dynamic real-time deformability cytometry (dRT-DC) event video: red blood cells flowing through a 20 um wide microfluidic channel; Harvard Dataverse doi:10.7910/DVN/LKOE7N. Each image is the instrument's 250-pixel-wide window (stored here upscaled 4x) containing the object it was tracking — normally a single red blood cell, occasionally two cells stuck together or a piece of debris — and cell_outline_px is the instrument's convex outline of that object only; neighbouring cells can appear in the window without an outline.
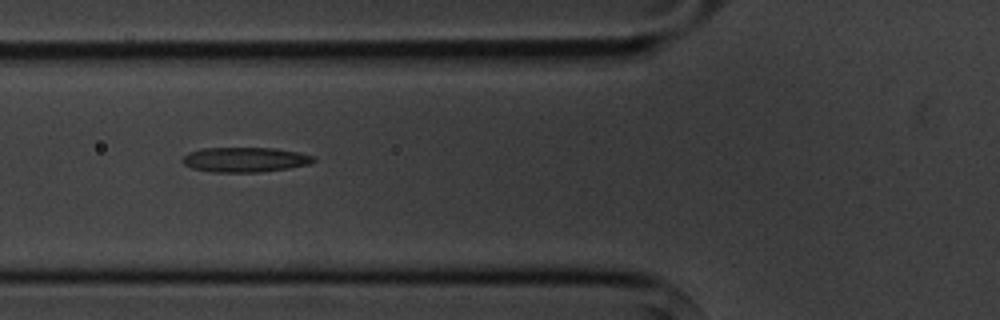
{"species": "common noctule bat (a hibernating species)", "species_latin": "Nyctalus noctula", "temperature_condition": "cold", "stored_images_in_passage": 7, "camera_frame_rate_fps": 3000, "um_per_image_px": 0.085, "animal": {"sex": "male", "body_mass_g": 20.1, "forearm_length_mm": 53.5}, "frame": {"image": 1, "passage_image": 4, "time_ms": 3.333, "image_size_px": [1000, 320], "cell_outline_px": [[316, 160], [308, 164], [288, 168], [260, 172], [212, 172], [192, 168], [184, 164], [180, 160], [188, 152], [204, 148], [272, 148], [300, 152], [316, 156]], "centroid_in_image_um": [20.83, 13.57], "position_along_channel_um": 105.0, "area_um2": 19.02}}
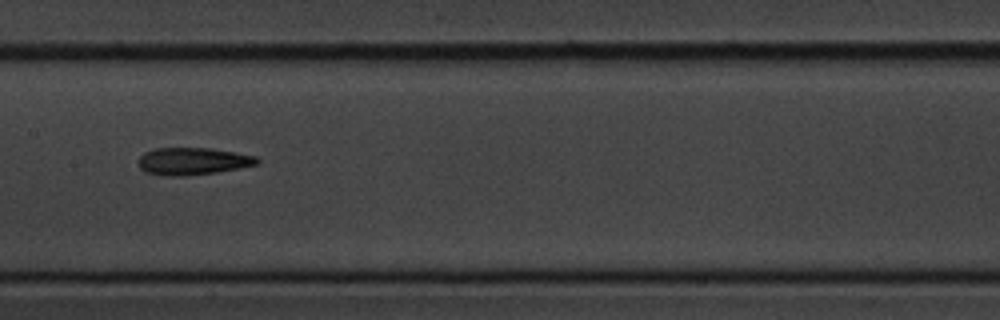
{"frame": {"image": 2, "passage_image": 6, "time_ms": 5.667, "image_size_px": [1000, 320], "cell_outline_px": [[260, 160], [256, 164], [216, 172], [184, 176], [164, 176], [144, 172], [140, 168], [140, 156], [144, 152], [156, 148], [212, 148], [236, 152], [256, 156]], "centroid_in_image_um": [16.36, 13.7], "position_along_channel_um": 191.0, "area_um2": 18.79}}
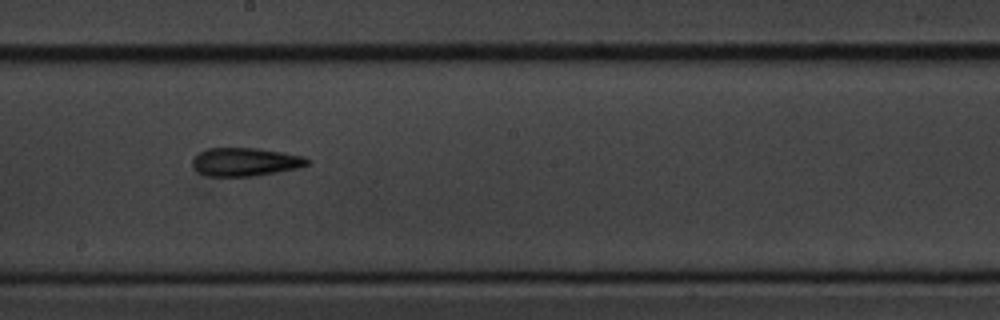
{"frame": {"image": 3, "passage_image": 7, "time_ms": 6.667, "image_size_px": [1000, 320], "cell_outline_px": [[312, 160], [308, 164], [300, 168], [256, 176], [208, 176], [200, 172], [192, 164], [192, 160], [200, 152], [208, 148], [256, 148], [284, 152], [304, 156]], "centroid_in_image_um": [20.92, 13.76], "position_along_channel_um": 227.3, "area_um2": 19.02}}